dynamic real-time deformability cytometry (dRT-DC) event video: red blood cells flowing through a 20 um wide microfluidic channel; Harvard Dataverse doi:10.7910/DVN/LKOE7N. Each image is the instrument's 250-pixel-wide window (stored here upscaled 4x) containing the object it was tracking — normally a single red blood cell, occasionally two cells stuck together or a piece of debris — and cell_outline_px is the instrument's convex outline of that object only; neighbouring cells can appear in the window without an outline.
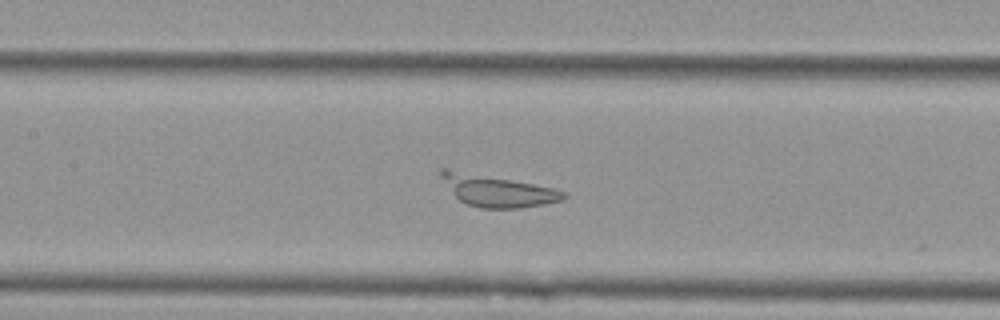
{"species": "Egyptian fruit bat (a non-hibernating species)", "species_latin": "Rousettus aegyptiacus", "temperature_condition": "cold", "stored_images_in_passage": 25, "camera_frame_rate_fps": 3000, "um_per_image_px": 0.085, "animal": {"sex": "female"}, "frame": {"image": 1, "passage_image": 21, "time_ms": 6.667, "image_size_px": [1000, 320], "cell_outline_px": [[568, 196], [564, 200], [544, 204], [520, 208], [480, 208], [468, 204], [460, 200], [452, 192], [440, 176], [440, 168], [448, 168], [532, 184], [552, 188], [568, 192]], "centroid_in_image_um": [42.3, 16.22], "position_along_channel_um": 165.1, "area_um2": 22.2}}
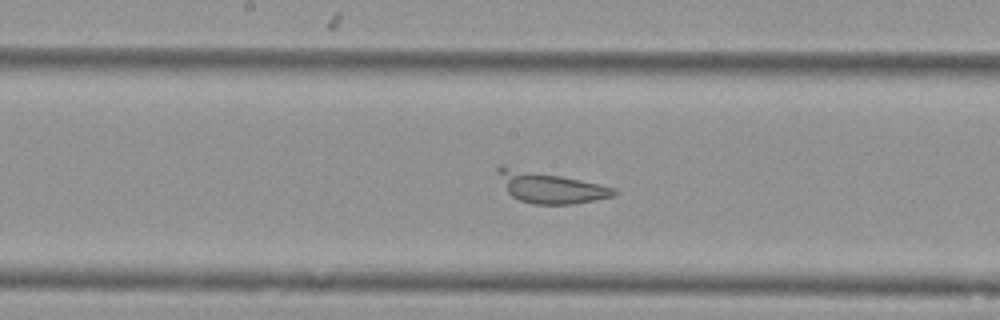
{"frame": {"image": 2, "passage_image": 24, "time_ms": 7.667, "image_size_px": [1000, 320], "cell_outline_px": [[616, 196], [572, 204], [532, 204], [520, 200], [512, 196], [508, 192], [496, 172], [496, 164], [504, 164], [580, 180], [616, 188]], "centroid_in_image_um": [46.7, 15.9], "position_along_channel_um": 201.5, "area_um2": 21.1}}